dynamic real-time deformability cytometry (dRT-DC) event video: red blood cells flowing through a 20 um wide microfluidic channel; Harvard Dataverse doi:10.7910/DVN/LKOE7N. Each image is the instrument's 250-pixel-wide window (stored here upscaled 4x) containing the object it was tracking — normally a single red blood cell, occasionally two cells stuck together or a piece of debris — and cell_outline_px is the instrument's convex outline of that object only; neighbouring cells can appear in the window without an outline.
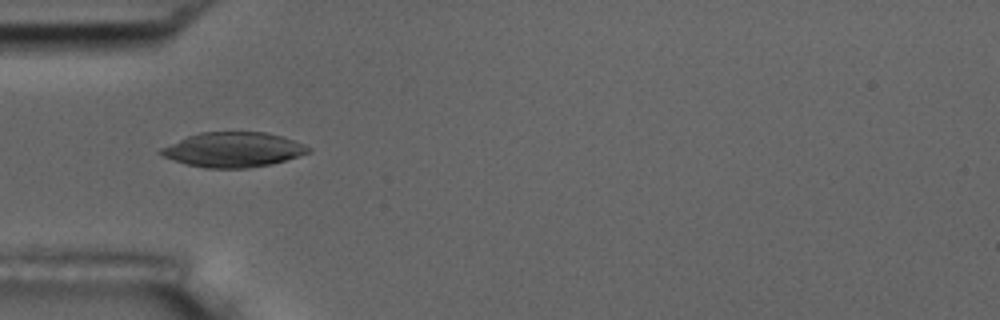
{"species": "common noctule bat (a hibernating species)", "species_latin": "Nyctalus noctula", "temperature_condition": "room temperature", "stored_images_in_passage": 10, "camera_frame_rate_fps": 3000, "um_per_image_px": 0.085, "animal": {"sex": "male", "body_mass_g": 17.5, "forearm_length_mm": 52.3}, "frame": {"image": 1, "passage_image": 4, "time_ms": 4.0, "image_size_px": [1000, 320], "cell_outline_px": [[312, 152], [272, 164], [248, 168], [204, 168], [184, 164], [164, 156], [156, 152], [160, 148], [188, 136], [200, 132], [264, 132], [280, 136], [304, 144], [312, 148]], "centroid_in_image_um": [19.82, 12.73], "position_along_channel_um": 65.2, "area_um2": 29.94}}
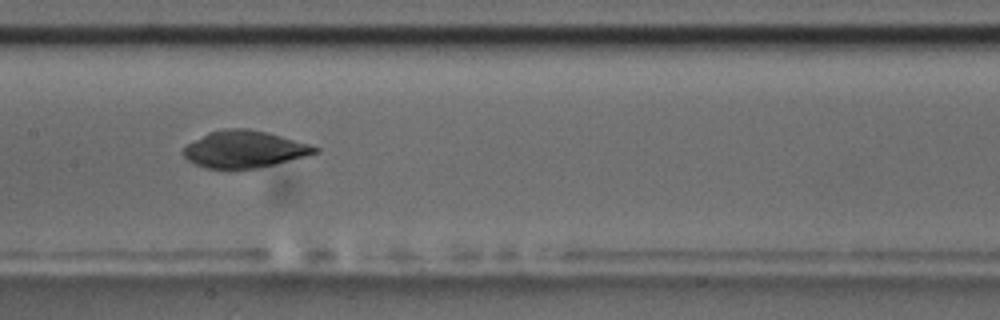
{"frame": {"image": 2, "passage_image": 7, "time_ms": 7.333, "image_size_px": [1000, 320], "cell_outline_px": [[320, 152], [256, 168], [208, 168], [196, 164], [188, 160], [180, 152], [188, 144], [208, 132], [224, 128], [248, 128], [268, 132], [308, 144], [320, 148]], "centroid_in_image_um": [20.74, 12.66], "position_along_channel_um": 186.7, "area_um2": 27.98}}
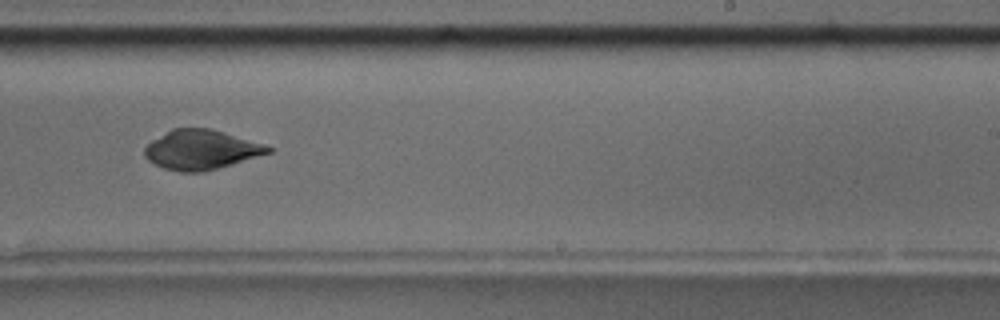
{"frame": {"image": 3, "passage_image": 9, "time_ms": 9.667, "image_size_px": [1000, 320], "cell_outline_px": [[276, 148], [272, 152], [232, 164], [204, 172], [180, 172], [164, 168], [148, 160], [144, 156], [144, 148], [152, 140], [172, 128], [212, 128], [264, 144]], "centroid_in_image_um": [17.11, 12.72], "position_along_channel_um": 271.9, "area_um2": 28.55}}